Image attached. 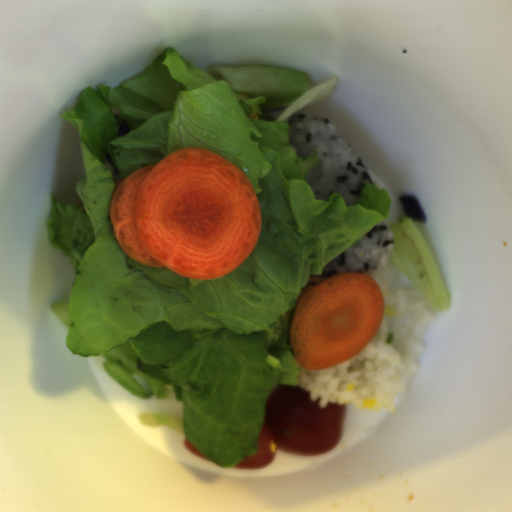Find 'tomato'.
<instances>
[{
    "label": "tomato",
    "instance_id": "1",
    "mask_svg": "<svg viewBox=\"0 0 512 512\" xmlns=\"http://www.w3.org/2000/svg\"><path fill=\"white\" fill-rule=\"evenodd\" d=\"M309 390L285 385L274 388L267 399L257 438V452L243 458L234 469L259 470L271 464L278 451L298 456L326 454L341 441L347 405L320 407Z\"/></svg>",
    "mask_w": 512,
    "mask_h": 512
}]
</instances>
